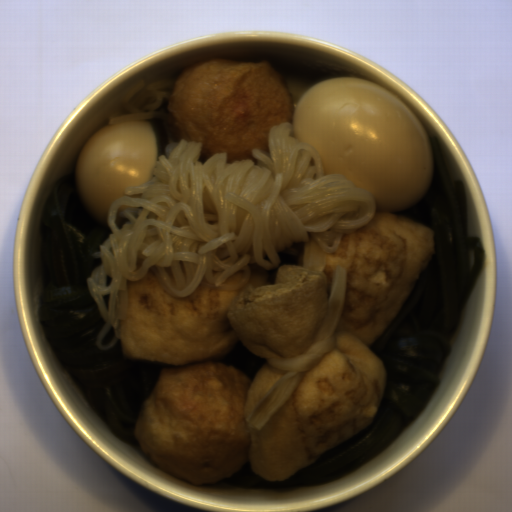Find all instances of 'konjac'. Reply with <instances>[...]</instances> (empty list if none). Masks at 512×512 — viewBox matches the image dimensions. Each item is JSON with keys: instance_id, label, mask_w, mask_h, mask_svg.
<instances>
[{"instance_id": "obj_1", "label": "konjac", "mask_w": 512, "mask_h": 512, "mask_svg": "<svg viewBox=\"0 0 512 512\" xmlns=\"http://www.w3.org/2000/svg\"><path fill=\"white\" fill-rule=\"evenodd\" d=\"M269 155L227 163L228 151L203 163V141L168 142L145 184L111 206L113 230L93 252L100 265L86 286L101 313L96 346L114 348L127 321L128 279L151 269L161 287L184 298L200 285L240 289L248 264L277 268L279 252L309 239L336 253L345 233L369 223L377 207L341 174L324 176L319 151L294 137L293 123L267 132Z\"/></svg>"}]
</instances>
